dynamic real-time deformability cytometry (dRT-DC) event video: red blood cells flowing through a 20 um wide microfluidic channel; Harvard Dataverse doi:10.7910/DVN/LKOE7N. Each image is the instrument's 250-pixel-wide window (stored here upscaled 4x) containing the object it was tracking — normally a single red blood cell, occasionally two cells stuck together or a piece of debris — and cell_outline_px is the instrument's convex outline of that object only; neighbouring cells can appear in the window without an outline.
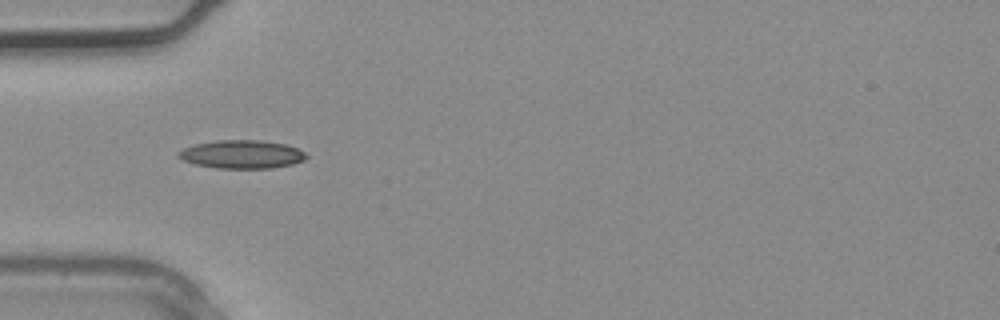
{"species": "common noctule bat (a hibernating species)", "species_latin": "Nyctalus noctula", "temperature_condition": "warm", "stored_images_in_passage": 1, "camera_frame_rate_fps": 3000, "um_per_image_px": 0.085, "animal": {"sex": "male", "body_mass_g": 20.4}, "frame": {"image": 1, "passage_image": 1, "time_ms": 0.0, "image_size_px": [1000, 320], "cell_outline_px": [[308, 156], [304, 160], [292, 164], [272, 168], [216, 168], [196, 164], [180, 160], [176, 156], [176, 152], [184, 148], [196, 144], [216, 140], [260, 140], [284, 144], [296, 148], [304, 152]], "centroid_in_image_um": [20.51, 13.12], "position_along_channel_um": 64.5, "area_um2": 21.1}}